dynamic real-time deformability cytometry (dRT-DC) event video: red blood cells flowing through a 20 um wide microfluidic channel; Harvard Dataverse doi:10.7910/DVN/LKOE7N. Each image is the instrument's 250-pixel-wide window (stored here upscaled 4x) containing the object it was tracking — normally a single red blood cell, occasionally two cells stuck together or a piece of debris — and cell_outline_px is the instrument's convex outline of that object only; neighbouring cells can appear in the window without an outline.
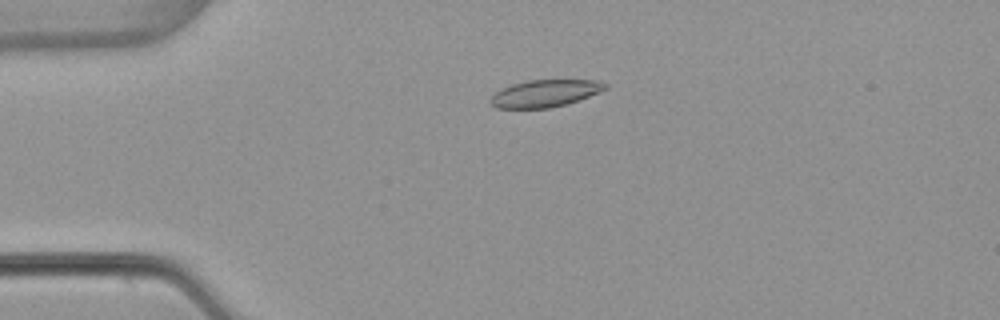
{"species": "common noctule bat (a hibernating species)", "species_latin": "Nyctalus noctula", "temperature_condition": "warm", "stored_images_in_passage": 54, "camera_frame_rate_fps": 3000, "um_per_image_px": 0.085, "animal": {"sex": "female", "body_mass_g": 22.7, "forearm_length_mm": 54.2}, "frame": {"image": 1, "passage_image": 13, "time_ms": 4.0, "image_size_px": [1000, 320], "cell_outline_px": [[608, 88], [600, 92], [568, 104], [548, 108], [496, 108], [488, 100], [496, 92], [512, 84], [528, 80], [596, 80], [608, 84]], "centroid_in_image_um": [46.35, 7.94], "position_along_channel_um": 38.6, "area_um2": 18.15}}
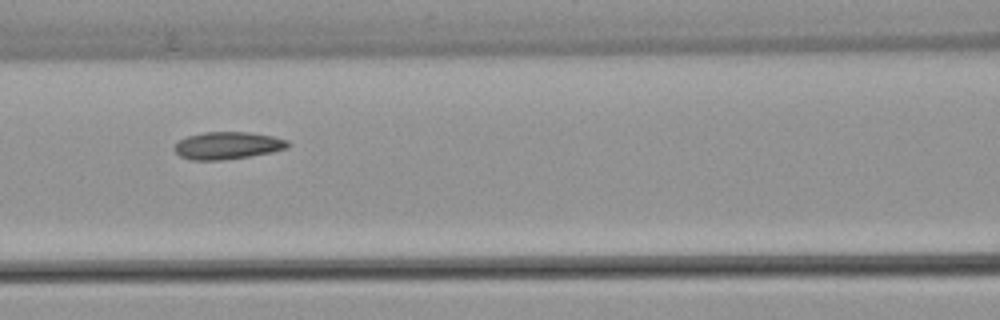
{"frame": {"image": 2, "passage_image": 24, "time_ms": 7.667, "image_size_px": [1000, 320], "cell_outline_px": [[292, 144], [288, 148], [272, 152], [224, 160], [188, 160], [180, 156], [172, 148], [180, 140], [188, 136], [204, 132], [248, 132], [272, 136], [288, 140]], "centroid_in_image_um": [19.36, 12.37], "position_along_channel_um": 147.2, "area_um2": 18.15}}
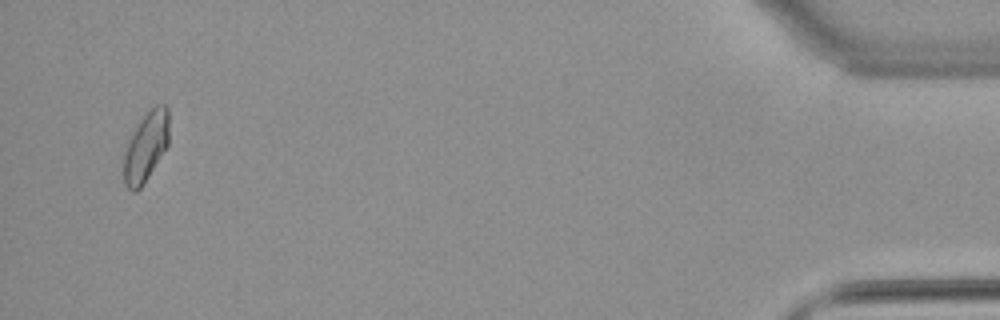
{"frame": {"image": 3, "passage_image": 52, "time_ms": 17.0, "image_size_px": [1000, 320], "cell_outline_px": [[168, 144], [148, 176], [140, 188], [136, 192], [132, 192], [124, 184], [124, 152], [128, 140], [140, 120], [156, 104], [164, 104], [168, 108]], "centroid_in_image_um": [12.39, 12.47], "position_along_channel_um": 422.8, "area_um2": 18.03}, "authors_computed_cell_mechanics": {"area_um2": 18.0914, "velocity_mm_per_s": 3.8499, "shape_relaxation_time_tau1_ms": 11.2453, "shape_relaxation_time_tau2_ms": 2.0756, "deformation_change_tau1": 0.2077, "deformation_change_tau2": 0.0752}}